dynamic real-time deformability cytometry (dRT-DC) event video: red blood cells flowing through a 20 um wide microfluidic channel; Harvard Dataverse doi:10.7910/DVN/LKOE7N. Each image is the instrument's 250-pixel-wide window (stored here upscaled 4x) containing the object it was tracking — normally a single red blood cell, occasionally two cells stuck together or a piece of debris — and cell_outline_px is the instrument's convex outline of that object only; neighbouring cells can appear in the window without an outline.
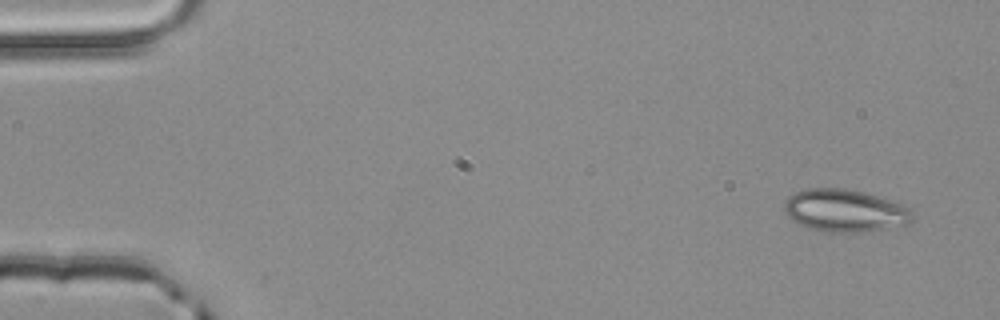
{"species": "common noctule bat (a hibernating species)", "species_latin": "Nyctalus noctula", "temperature_condition": "room temperature", "stored_images_in_passage": 4, "camera_frame_rate_fps": 3000, "um_per_image_px": 0.085, "animal": {"sex": "male", "body_mass_g": 20.4}, "frame": {"image": 1, "passage_image": 1, "time_ms": 0.0, "image_size_px": [1000, 320], "cell_outline_px": [[912, 220], [908, 224], [888, 228], [864, 232], [820, 232], [800, 224], [792, 220], [784, 212], [784, 200], [788, 196], [796, 192], [808, 188], [844, 188], [864, 192], [900, 204], [908, 208], [912, 212]], "centroid_in_image_um": [71.77, 17.91], "position_along_channel_um": 13.2, "area_um2": 31.73}}